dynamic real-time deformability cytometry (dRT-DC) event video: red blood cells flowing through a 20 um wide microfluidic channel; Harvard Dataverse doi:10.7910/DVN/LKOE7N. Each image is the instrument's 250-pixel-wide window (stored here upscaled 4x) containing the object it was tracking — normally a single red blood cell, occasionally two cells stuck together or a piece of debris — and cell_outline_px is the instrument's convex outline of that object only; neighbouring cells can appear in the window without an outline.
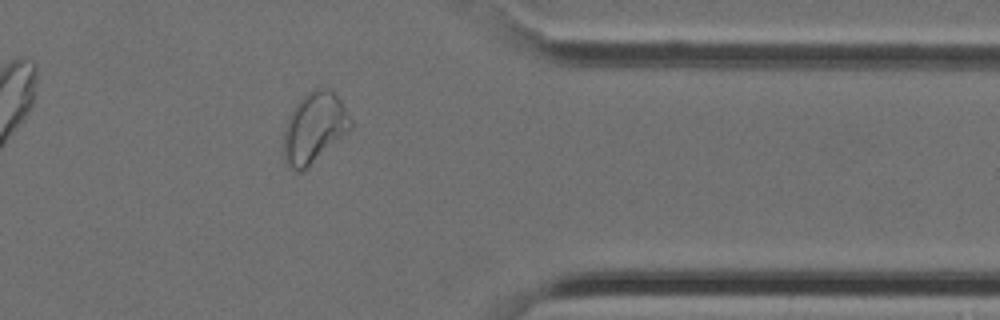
{"species": "Egyptian fruit bat (a non-hibernating species)", "species_latin": "Rousettus aegyptiacus", "temperature_condition": "cold", "stored_images_in_passage": 24, "camera_frame_rate_fps": 3000, "um_per_image_px": 0.085, "animal": {"sex": "female"}, "frame": {"image": 1, "passage_image": 21, "time_ms": 6.667, "image_size_px": [1000, 320], "cell_outline_px": [[352, 128], [300, 172], [288, 168], [284, 164], [284, 132], [288, 116], [296, 104], [312, 88], [328, 88], [340, 100], [352, 120]], "centroid_in_image_um": [26.68, 10.85], "position_along_channel_um": 384.7, "area_um2": 26.99}}